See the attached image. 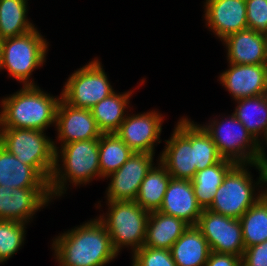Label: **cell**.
I'll list each match as a JSON object with an SVG mask.
<instances>
[{
  "mask_svg": "<svg viewBox=\"0 0 267 266\" xmlns=\"http://www.w3.org/2000/svg\"><path fill=\"white\" fill-rule=\"evenodd\" d=\"M53 242L60 266H103L118 255L99 219L64 233Z\"/></svg>",
  "mask_w": 267,
  "mask_h": 266,
  "instance_id": "obj_1",
  "label": "cell"
},
{
  "mask_svg": "<svg viewBox=\"0 0 267 266\" xmlns=\"http://www.w3.org/2000/svg\"><path fill=\"white\" fill-rule=\"evenodd\" d=\"M61 100L51 97L34 86H24L19 92L2 101L0 126L44 131L56 123V111Z\"/></svg>",
  "mask_w": 267,
  "mask_h": 266,
  "instance_id": "obj_2",
  "label": "cell"
},
{
  "mask_svg": "<svg viewBox=\"0 0 267 266\" xmlns=\"http://www.w3.org/2000/svg\"><path fill=\"white\" fill-rule=\"evenodd\" d=\"M216 122L202 127L211 136L222 158L231 160L236 164L250 163V165L256 166L261 172L259 182L267 183V157L260 145L261 143L252 137L234 114L229 118V121L226 119V122L221 124Z\"/></svg>",
  "mask_w": 267,
  "mask_h": 266,
  "instance_id": "obj_3",
  "label": "cell"
},
{
  "mask_svg": "<svg viewBox=\"0 0 267 266\" xmlns=\"http://www.w3.org/2000/svg\"><path fill=\"white\" fill-rule=\"evenodd\" d=\"M43 132L25 128H1L0 145L22 163L35 168L50 182L58 147Z\"/></svg>",
  "mask_w": 267,
  "mask_h": 266,
  "instance_id": "obj_4",
  "label": "cell"
},
{
  "mask_svg": "<svg viewBox=\"0 0 267 266\" xmlns=\"http://www.w3.org/2000/svg\"><path fill=\"white\" fill-rule=\"evenodd\" d=\"M58 153H55V167L49 182L51 196L63 193L66 179L71 182L82 184L89 182L94 176L101 177L99 164V139L87 141H75L62 145L61 152L63 158L64 171L60 174L58 164ZM58 166V167H57Z\"/></svg>",
  "mask_w": 267,
  "mask_h": 266,
  "instance_id": "obj_5",
  "label": "cell"
},
{
  "mask_svg": "<svg viewBox=\"0 0 267 266\" xmlns=\"http://www.w3.org/2000/svg\"><path fill=\"white\" fill-rule=\"evenodd\" d=\"M47 43L37 29L1 40L0 69L6 68L10 76L22 81L24 86H34L28 81L31 72L43 64Z\"/></svg>",
  "mask_w": 267,
  "mask_h": 266,
  "instance_id": "obj_6",
  "label": "cell"
},
{
  "mask_svg": "<svg viewBox=\"0 0 267 266\" xmlns=\"http://www.w3.org/2000/svg\"><path fill=\"white\" fill-rule=\"evenodd\" d=\"M108 218L99 220L105 225L111 237L113 248L118 253L122 246H132L133 252L142 248L150 212L135 201H108Z\"/></svg>",
  "mask_w": 267,
  "mask_h": 266,
  "instance_id": "obj_7",
  "label": "cell"
},
{
  "mask_svg": "<svg viewBox=\"0 0 267 266\" xmlns=\"http://www.w3.org/2000/svg\"><path fill=\"white\" fill-rule=\"evenodd\" d=\"M245 164H236L224 177L208 210L240 219L266 192L254 198L252 179Z\"/></svg>",
  "mask_w": 267,
  "mask_h": 266,
  "instance_id": "obj_8",
  "label": "cell"
},
{
  "mask_svg": "<svg viewBox=\"0 0 267 266\" xmlns=\"http://www.w3.org/2000/svg\"><path fill=\"white\" fill-rule=\"evenodd\" d=\"M98 60L75 71L68 79L61 99L75 108L91 109L114 93Z\"/></svg>",
  "mask_w": 267,
  "mask_h": 266,
  "instance_id": "obj_9",
  "label": "cell"
},
{
  "mask_svg": "<svg viewBox=\"0 0 267 266\" xmlns=\"http://www.w3.org/2000/svg\"><path fill=\"white\" fill-rule=\"evenodd\" d=\"M216 253L242 257L245 250L240 220L203 209L195 225Z\"/></svg>",
  "mask_w": 267,
  "mask_h": 266,
  "instance_id": "obj_10",
  "label": "cell"
},
{
  "mask_svg": "<svg viewBox=\"0 0 267 266\" xmlns=\"http://www.w3.org/2000/svg\"><path fill=\"white\" fill-rule=\"evenodd\" d=\"M153 154L133 152L128 160L114 173L108 187V201H135L140 185L153 166Z\"/></svg>",
  "mask_w": 267,
  "mask_h": 266,
  "instance_id": "obj_11",
  "label": "cell"
},
{
  "mask_svg": "<svg viewBox=\"0 0 267 266\" xmlns=\"http://www.w3.org/2000/svg\"><path fill=\"white\" fill-rule=\"evenodd\" d=\"M51 197L50 188H9L0 185V219L25 223Z\"/></svg>",
  "mask_w": 267,
  "mask_h": 266,
  "instance_id": "obj_12",
  "label": "cell"
},
{
  "mask_svg": "<svg viewBox=\"0 0 267 266\" xmlns=\"http://www.w3.org/2000/svg\"><path fill=\"white\" fill-rule=\"evenodd\" d=\"M58 138L63 144L99 139L102 132L93 118L91 109L75 108L60 100L56 111Z\"/></svg>",
  "mask_w": 267,
  "mask_h": 266,
  "instance_id": "obj_13",
  "label": "cell"
},
{
  "mask_svg": "<svg viewBox=\"0 0 267 266\" xmlns=\"http://www.w3.org/2000/svg\"><path fill=\"white\" fill-rule=\"evenodd\" d=\"M162 117L154 112L126 116L116 134L133 152L154 154V143L159 140Z\"/></svg>",
  "mask_w": 267,
  "mask_h": 266,
  "instance_id": "obj_14",
  "label": "cell"
},
{
  "mask_svg": "<svg viewBox=\"0 0 267 266\" xmlns=\"http://www.w3.org/2000/svg\"><path fill=\"white\" fill-rule=\"evenodd\" d=\"M230 64L220 81L235 100L267 94V68L265 64Z\"/></svg>",
  "mask_w": 267,
  "mask_h": 266,
  "instance_id": "obj_15",
  "label": "cell"
},
{
  "mask_svg": "<svg viewBox=\"0 0 267 266\" xmlns=\"http://www.w3.org/2000/svg\"><path fill=\"white\" fill-rule=\"evenodd\" d=\"M205 7L207 25L222 40L248 29L246 0H206Z\"/></svg>",
  "mask_w": 267,
  "mask_h": 266,
  "instance_id": "obj_16",
  "label": "cell"
},
{
  "mask_svg": "<svg viewBox=\"0 0 267 266\" xmlns=\"http://www.w3.org/2000/svg\"><path fill=\"white\" fill-rule=\"evenodd\" d=\"M158 211L195 226L202 208L197 203L191 180L171 178Z\"/></svg>",
  "mask_w": 267,
  "mask_h": 266,
  "instance_id": "obj_17",
  "label": "cell"
},
{
  "mask_svg": "<svg viewBox=\"0 0 267 266\" xmlns=\"http://www.w3.org/2000/svg\"><path fill=\"white\" fill-rule=\"evenodd\" d=\"M160 162L175 179L192 180L196 173L195 146L175 128L171 139L166 141Z\"/></svg>",
  "mask_w": 267,
  "mask_h": 266,
  "instance_id": "obj_18",
  "label": "cell"
},
{
  "mask_svg": "<svg viewBox=\"0 0 267 266\" xmlns=\"http://www.w3.org/2000/svg\"><path fill=\"white\" fill-rule=\"evenodd\" d=\"M231 64H265V34L245 29L228 35L224 40Z\"/></svg>",
  "mask_w": 267,
  "mask_h": 266,
  "instance_id": "obj_19",
  "label": "cell"
},
{
  "mask_svg": "<svg viewBox=\"0 0 267 266\" xmlns=\"http://www.w3.org/2000/svg\"><path fill=\"white\" fill-rule=\"evenodd\" d=\"M0 185L9 188H49V182L35 168L22 163L1 145Z\"/></svg>",
  "mask_w": 267,
  "mask_h": 266,
  "instance_id": "obj_20",
  "label": "cell"
},
{
  "mask_svg": "<svg viewBox=\"0 0 267 266\" xmlns=\"http://www.w3.org/2000/svg\"><path fill=\"white\" fill-rule=\"evenodd\" d=\"M188 227L186 222L177 217L159 211L150 212L143 246L170 250Z\"/></svg>",
  "mask_w": 267,
  "mask_h": 266,
  "instance_id": "obj_21",
  "label": "cell"
},
{
  "mask_svg": "<svg viewBox=\"0 0 267 266\" xmlns=\"http://www.w3.org/2000/svg\"><path fill=\"white\" fill-rule=\"evenodd\" d=\"M170 251L177 266H205L211 252L208 241L196 226H189Z\"/></svg>",
  "mask_w": 267,
  "mask_h": 266,
  "instance_id": "obj_22",
  "label": "cell"
},
{
  "mask_svg": "<svg viewBox=\"0 0 267 266\" xmlns=\"http://www.w3.org/2000/svg\"><path fill=\"white\" fill-rule=\"evenodd\" d=\"M235 165V162L223 158L217 164L195 173L191 182L197 203L202 210L208 209L211 206L215 197V192L223 183V179L226 174Z\"/></svg>",
  "mask_w": 267,
  "mask_h": 266,
  "instance_id": "obj_23",
  "label": "cell"
},
{
  "mask_svg": "<svg viewBox=\"0 0 267 266\" xmlns=\"http://www.w3.org/2000/svg\"><path fill=\"white\" fill-rule=\"evenodd\" d=\"M199 126L182 118L176 127L191 142L192 146H195L196 172L217 164L223 159L211 136L202 126Z\"/></svg>",
  "mask_w": 267,
  "mask_h": 266,
  "instance_id": "obj_24",
  "label": "cell"
},
{
  "mask_svg": "<svg viewBox=\"0 0 267 266\" xmlns=\"http://www.w3.org/2000/svg\"><path fill=\"white\" fill-rule=\"evenodd\" d=\"M159 165L161 166H158V168L152 166L147 172L135 199V202L148 212L159 210L172 178L167 168L161 162Z\"/></svg>",
  "mask_w": 267,
  "mask_h": 266,
  "instance_id": "obj_25",
  "label": "cell"
},
{
  "mask_svg": "<svg viewBox=\"0 0 267 266\" xmlns=\"http://www.w3.org/2000/svg\"><path fill=\"white\" fill-rule=\"evenodd\" d=\"M131 93H112L91 108L93 118L102 134L116 133L124 121V110Z\"/></svg>",
  "mask_w": 267,
  "mask_h": 266,
  "instance_id": "obj_26",
  "label": "cell"
},
{
  "mask_svg": "<svg viewBox=\"0 0 267 266\" xmlns=\"http://www.w3.org/2000/svg\"><path fill=\"white\" fill-rule=\"evenodd\" d=\"M27 0H0V40L35 29L26 19Z\"/></svg>",
  "mask_w": 267,
  "mask_h": 266,
  "instance_id": "obj_27",
  "label": "cell"
},
{
  "mask_svg": "<svg viewBox=\"0 0 267 266\" xmlns=\"http://www.w3.org/2000/svg\"><path fill=\"white\" fill-rule=\"evenodd\" d=\"M237 101L239 104L233 114L252 137L260 142L258 134L267 131V94L242 98Z\"/></svg>",
  "mask_w": 267,
  "mask_h": 266,
  "instance_id": "obj_28",
  "label": "cell"
},
{
  "mask_svg": "<svg viewBox=\"0 0 267 266\" xmlns=\"http://www.w3.org/2000/svg\"><path fill=\"white\" fill-rule=\"evenodd\" d=\"M239 220L245 248L267 240V190Z\"/></svg>",
  "mask_w": 267,
  "mask_h": 266,
  "instance_id": "obj_29",
  "label": "cell"
},
{
  "mask_svg": "<svg viewBox=\"0 0 267 266\" xmlns=\"http://www.w3.org/2000/svg\"><path fill=\"white\" fill-rule=\"evenodd\" d=\"M133 151L116 133L102 134L99 138V164L102 177L117 171Z\"/></svg>",
  "mask_w": 267,
  "mask_h": 266,
  "instance_id": "obj_30",
  "label": "cell"
},
{
  "mask_svg": "<svg viewBox=\"0 0 267 266\" xmlns=\"http://www.w3.org/2000/svg\"><path fill=\"white\" fill-rule=\"evenodd\" d=\"M25 223L0 219V262L8 260L24 241Z\"/></svg>",
  "mask_w": 267,
  "mask_h": 266,
  "instance_id": "obj_31",
  "label": "cell"
},
{
  "mask_svg": "<svg viewBox=\"0 0 267 266\" xmlns=\"http://www.w3.org/2000/svg\"><path fill=\"white\" fill-rule=\"evenodd\" d=\"M133 266H177L170 250L145 247L133 255Z\"/></svg>",
  "mask_w": 267,
  "mask_h": 266,
  "instance_id": "obj_32",
  "label": "cell"
},
{
  "mask_svg": "<svg viewBox=\"0 0 267 266\" xmlns=\"http://www.w3.org/2000/svg\"><path fill=\"white\" fill-rule=\"evenodd\" d=\"M248 29L267 34V0H246Z\"/></svg>",
  "mask_w": 267,
  "mask_h": 266,
  "instance_id": "obj_33",
  "label": "cell"
},
{
  "mask_svg": "<svg viewBox=\"0 0 267 266\" xmlns=\"http://www.w3.org/2000/svg\"><path fill=\"white\" fill-rule=\"evenodd\" d=\"M242 266H267V240L245 248L242 256Z\"/></svg>",
  "mask_w": 267,
  "mask_h": 266,
  "instance_id": "obj_34",
  "label": "cell"
},
{
  "mask_svg": "<svg viewBox=\"0 0 267 266\" xmlns=\"http://www.w3.org/2000/svg\"><path fill=\"white\" fill-rule=\"evenodd\" d=\"M205 266H242V257L211 251Z\"/></svg>",
  "mask_w": 267,
  "mask_h": 266,
  "instance_id": "obj_35",
  "label": "cell"
},
{
  "mask_svg": "<svg viewBox=\"0 0 267 266\" xmlns=\"http://www.w3.org/2000/svg\"><path fill=\"white\" fill-rule=\"evenodd\" d=\"M265 66L267 68V34H265Z\"/></svg>",
  "mask_w": 267,
  "mask_h": 266,
  "instance_id": "obj_36",
  "label": "cell"
},
{
  "mask_svg": "<svg viewBox=\"0 0 267 266\" xmlns=\"http://www.w3.org/2000/svg\"><path fill=\"white\" fill-rule=\"evenodd\" d=\"M264 137H265L266 143H267V131L264 133Z\"/></svg>",
  "mask_w": 267,
  "mask_h": 266,
  "instance_id": "obj_37",
  "label": "cell"
}]
</instances>
